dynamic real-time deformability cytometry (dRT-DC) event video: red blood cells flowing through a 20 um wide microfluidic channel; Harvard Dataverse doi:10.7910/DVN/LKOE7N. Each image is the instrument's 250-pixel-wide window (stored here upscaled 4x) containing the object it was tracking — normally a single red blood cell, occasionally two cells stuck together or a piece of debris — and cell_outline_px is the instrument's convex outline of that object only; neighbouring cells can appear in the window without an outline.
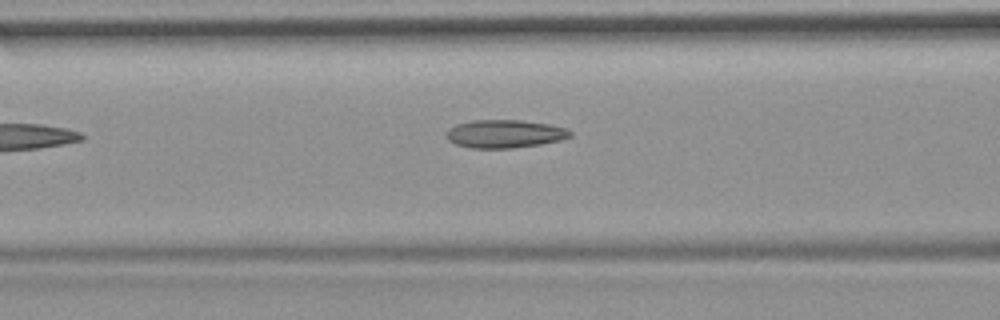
{"species": "common noctule bat (a hibernating species)", "species_latin": "Nyctalus noctula", "temperature_condition": "room temperature", "stored_images_in_passage": 8, "camera_frame_rate_fps": 3000, "um_per_image_px": 0.085, "animal": {"sex": "female", "body_mass_g": 19.9}, "frame": {"image": 1, "passage_image": 6, "time_ms": 1.667, "image_size_px": [1000, 320], "cell_outline_px": [[572, 136], [560, 140], [540, 144], [512, 148], [472, 148], [456, 144], [448, 140], [448, 128], [456, 124], [472, 120], [520, 120], [548, 124], [564, 128], [572, 132]], "centroid_in_image_um": [42.9, 11.37], "position_along_channel_um": 123.7, "area_um2": 20.11}}
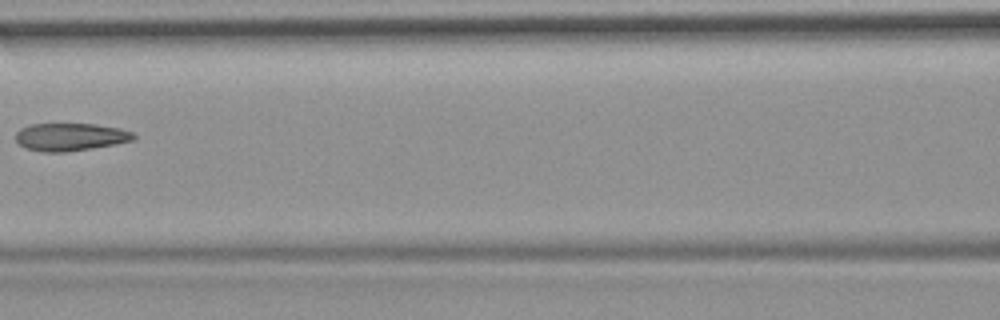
{"frame": {"image": 2, "passage_image": 7, "time_ms": 2.0, "image_size_px": [1000, 320], "cell_outline_px": [[136, 136], [132, 140], [116, 144], [92, 148], [64, 152], [44, 152], [24, 148], [16, 140], [16, 132], [20, 128], [32, 124], [92, 124], [120, 128], [132, 132]], "centroid_in_image_um": [5.96, 11.64], "position_along_channel_um": 160.6, "area_um2": 18.96}}
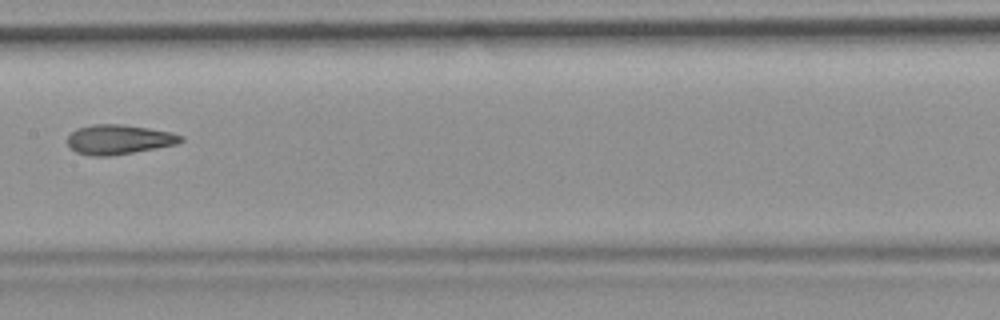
{"frame": {"image": 3, "passage_image": 8, "time_ms": 2.333, "image_size_px": [1000, 320], "cell_outline_px": [[184, 140], [176, 144], [156, 148], [112, 156], [92, 156], [76, 152], [68, 144], [68, 136], [76, 128], [92, 124], [120, 124], [148, 128], [172, 132], [184, 136]], "centroid_in_image_um": [10.11, 11.85], "position_along_channel_um": 197.3, "area_um2": 19.59}}